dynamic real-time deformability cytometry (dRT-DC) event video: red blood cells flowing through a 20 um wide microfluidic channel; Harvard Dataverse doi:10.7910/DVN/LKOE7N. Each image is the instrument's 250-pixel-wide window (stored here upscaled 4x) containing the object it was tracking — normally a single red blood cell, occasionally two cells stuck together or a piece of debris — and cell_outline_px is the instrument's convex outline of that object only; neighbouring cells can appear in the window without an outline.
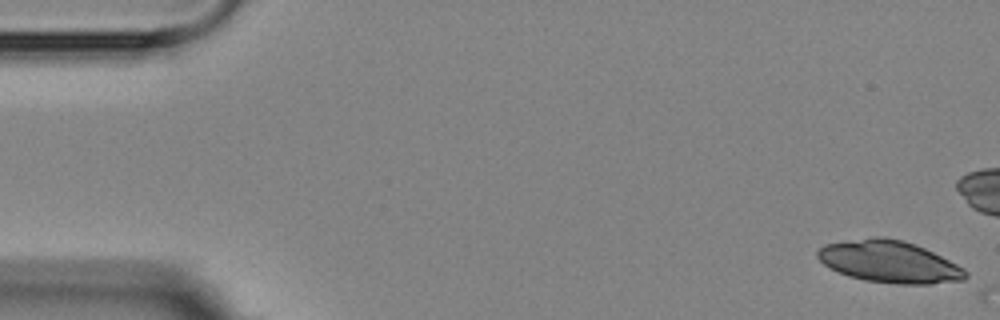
{"species": "Egyptian fruit bat (a non-hibernating species)", "species_latin": "Rousettus aegyptiacus", "temperature_condition": "room temperature", "stored_images_in_passage": 2, "camera_frame_rate_fps": 3000, "um_per_image_px": 0.085, "animal": {"sex": "female"}, "frame": {"image": 1, "passage_image": 1, "time_ms": 0.0, "image_size_px": [1000, 320], "cell_outline_px": [[968, 276], [964, 280], [932, 284], [896, 284], [864, 280], [848, 276], [824, 264], [816, 256], [816, 252], [824, 244], [872, 236], [884, 236], [904, 240], [924, 248], [964, 268], [968, 272]], "centroid_in_image_um": [75.59, 22.24], "position_along_channel_um": 9.4, "area_um2": 36.24}}